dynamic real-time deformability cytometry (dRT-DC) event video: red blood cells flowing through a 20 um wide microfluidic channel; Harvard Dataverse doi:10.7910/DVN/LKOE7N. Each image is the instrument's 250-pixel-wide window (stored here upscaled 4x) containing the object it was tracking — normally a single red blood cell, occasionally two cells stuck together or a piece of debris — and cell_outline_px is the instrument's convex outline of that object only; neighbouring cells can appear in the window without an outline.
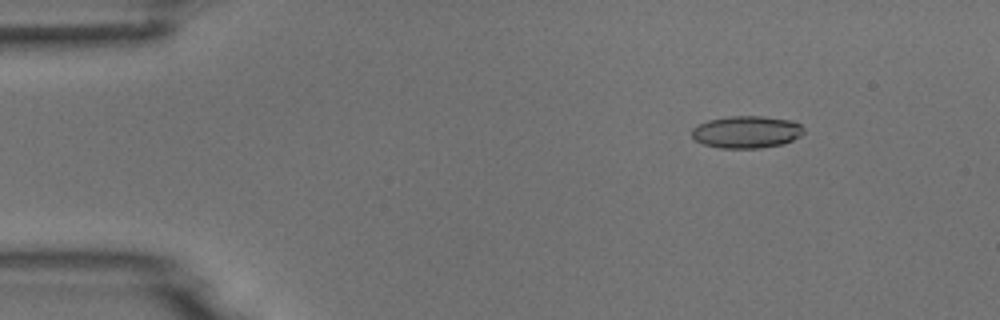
{"species": "common noctule bat (a hibernating species)", "species_latin": "Nyctalus noctula", "temperature_condition": "room temperature", "stored_images_in_passage": 53, "camera_frame_rate_fps": 3000, "um_per_image_px": 0.085, "animal": {"sex": "male", "body_mass_g": 18.8}, "frame": {"image": 1, "passage_image": 7, "time_ms": 2.0, "image_size_px": [1000, 320], "cell_outline_px": [[804, 132], [800, 136], [784, 144], [760, 148], [720, 148], [704, 144], [696, 140], [692, 136], [692, 128], [696, 124], [708, 120], [728, 116], [764, 116], [792, 120], [800, 124], [804, 128]], "centroid_in_image_um": [63.46, 11.21], "position_along_channel_um": 21.5, "area_um2": 21.21}}
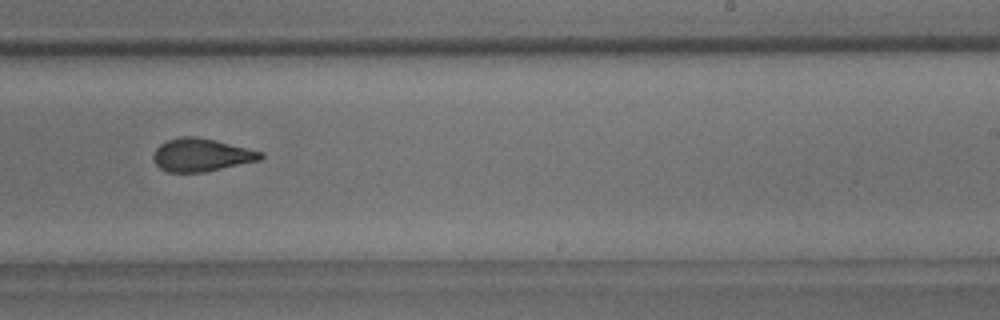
{"frame": {"image": 2, "passage_image": 33, "time_ms": 10.667, "image_size_px": [1000, 320], "cell_outline_px": [[264, 156], [260, 160], [204, 172], [168, 172], [160, 168], [152, 160], [152, 156], [156, 148], [160, 144], [168, 140], [180, 136], [196, 136], [216, 140], [264, 152]], "centroid_in_image_um": [17.1, 13.16], "position_along_channel_um": 271.9, "area_um2": 20.69}}
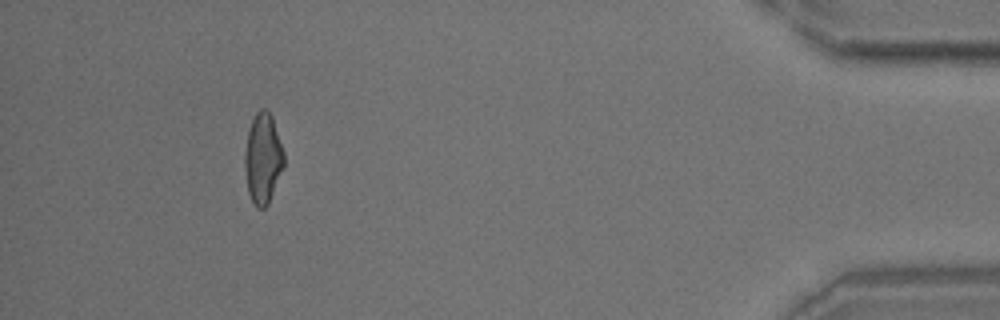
{"frame": {"image": 3, "passage_image": 49, "time_ms": 16.0, "image_size_px": [1000, 320], "cell_outline_px": [[284, 168], [268, 204], [264, 208], [256, 208], [248, 192], [244, 168], [244, 152], [248, 132], [252, 120], [256, 112], [260, 108], [268, 108], [272, 116], [284, 152]], "centroid_in_image_um": [22.35, 13.45], "position_along_channel_um": 412.9, "area_um2": 20.87}}